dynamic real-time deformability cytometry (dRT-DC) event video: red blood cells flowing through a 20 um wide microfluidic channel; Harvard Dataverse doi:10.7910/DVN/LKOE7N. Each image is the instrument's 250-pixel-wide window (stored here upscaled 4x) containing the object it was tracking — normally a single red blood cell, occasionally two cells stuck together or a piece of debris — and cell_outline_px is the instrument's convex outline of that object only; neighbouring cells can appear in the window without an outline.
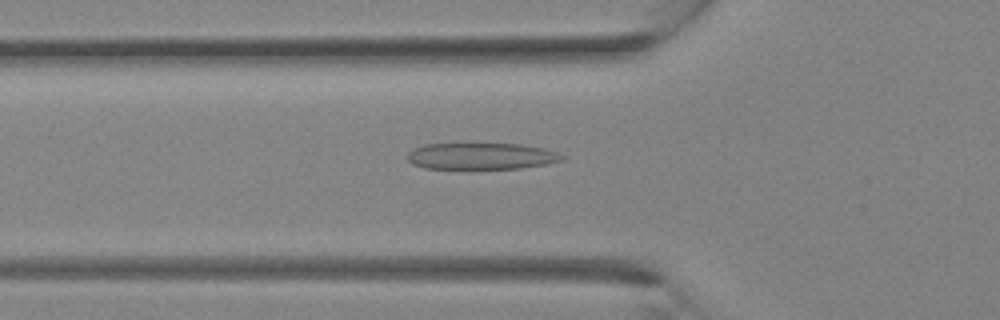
{"species": "Egyptian fruit bat (a non-hibernating species)", "species_latin": "Rousettus aegyptiacus", "temperature_condition": "room temperature", "stored_images_in_passage": 30, "camera_frame_rate_fps": 3000, "um_per_image_px": 0.085, "animal": {"sex": "female"}, "frame": {"image": 1, "passage_image": 11, "time_ms": 3.333, "image_size_px": [1000, 320], "cell_outline_px": [[564, 160], [544, 164], [520, 168], [424, 168], [412, 164], [408, 160], [408, 152], [412, 148], [424, 144], [520, 144], [544, 148], [556, 152], [564, 156]], "centroid_in_image_um": [40.88, 13.26], "position_along_channel_um": 84.9, "area_um2": 23.7}}
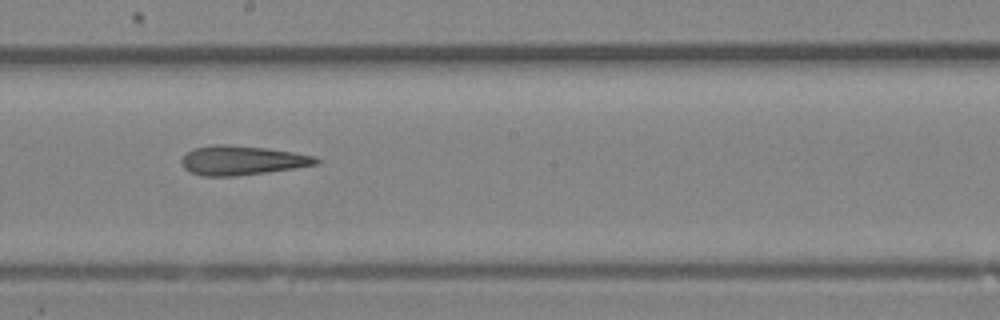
{"frame": {"image": 2, "passage_image": 18, "time_ms": 5.667, "image_size_px": [1000, 320], "cell_outline_px": [[324, 160], [320, 164], [296, 168], [268, 172], [236, 176], [200, 176], [188, 172], [184, 168], [180, 160], [188, 152], [196, 148], [216, 144], [228, 144], [268, 148], [316, 156]], "centroid_in_image_um": [20.63, 13.64], "position_along_channel_um": 227.6, "area_um2": 23.29}}
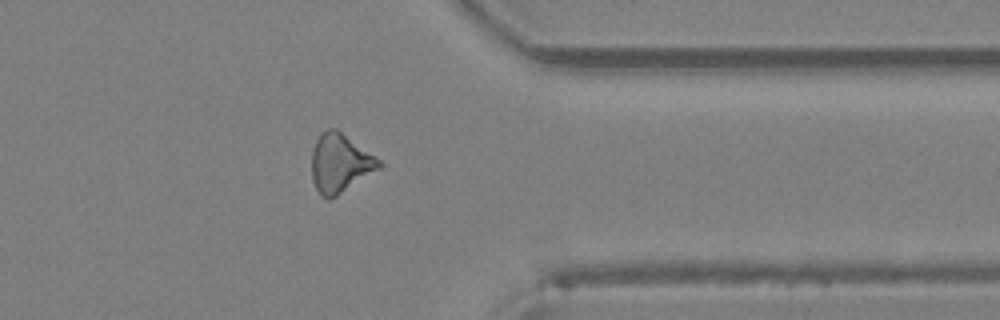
{"frame": {"image": 3, "passage_image": 26, "time_ms": 8.333, "image_size_px": [1000, 320], "cell_outline_px": [[384, 164], [380, 168], [336, 196], [328, 200], [320, 196], [312, 180], [312, 152], [316, 140], [320, 132], [328, 128], [336, 128], [376, 156]], "centroid_in_image_um": [28.89, 13.86], "position_along_channel_um": 382.5, "area_um2": 23.06}}